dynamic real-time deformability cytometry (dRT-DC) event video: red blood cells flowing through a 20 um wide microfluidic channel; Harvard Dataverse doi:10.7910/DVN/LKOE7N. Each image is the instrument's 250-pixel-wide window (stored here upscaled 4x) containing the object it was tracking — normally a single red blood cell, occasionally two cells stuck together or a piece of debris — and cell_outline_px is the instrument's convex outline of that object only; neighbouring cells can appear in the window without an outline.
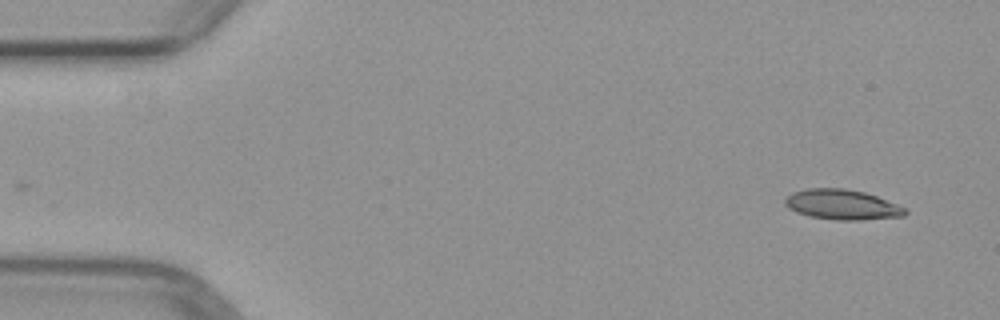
{"species": "common noctule bat (a hibernating species)", "species_latin": "Nyctalus noctula", "temperature_condition": "warm", "stored_images_in_passage": 2, "camera_frame_rate_fps": 3000, "um_per_image_px": 0.085, "animal": {"sex": "female", "body_mass_g": 29.2, "forearm_length_mm": 56.3}, "frame": {"image": 1, "passage_image": 2, "time_ms": 1.333, "image_size_px": [1000, 320], "cell_outline_px": [[908, 212], [904, 216], [860, 220], [836, 220], [808, 216], [796, 212], [788, 208], [784, 204], [784, 200], [792, 192], [808, 188], [844, 188], [864, 192], [876, 196], [896, 204], [904, 208]], "centroid_in_image_um": [71.54, 17.39], "position_along_channel_um": 13.5, "area_um2": 21.04}}